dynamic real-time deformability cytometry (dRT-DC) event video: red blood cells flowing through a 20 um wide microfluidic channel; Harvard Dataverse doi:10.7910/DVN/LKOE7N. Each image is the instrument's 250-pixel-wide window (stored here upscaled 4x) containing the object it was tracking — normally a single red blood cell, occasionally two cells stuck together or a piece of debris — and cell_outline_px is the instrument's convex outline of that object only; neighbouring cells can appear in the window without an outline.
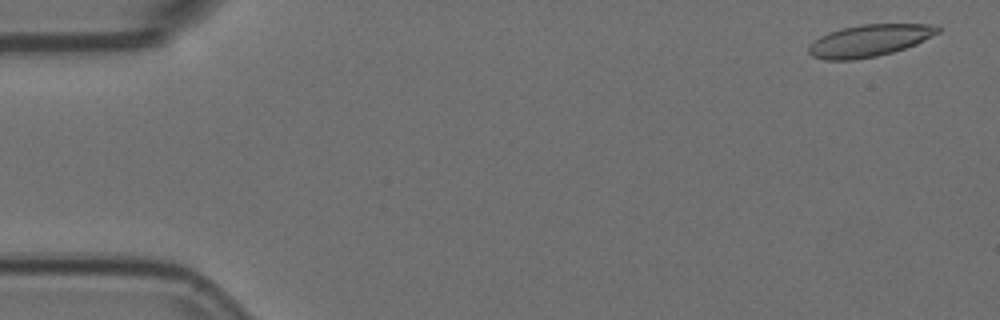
{"species": "Egyptian fruit bat (a non-hibernating species)", "species_latin": "Rousettus aegyptiacus", "temperature_condition": "room temperature", "stored_images_in_passage": 5, "camera_frame_rate_fps": 3000, "um_per_image_px": 0.085, "animal": {"sex": "female"}, "frame": {"image": 1, "passage_image": 1, "time_ms": 0.0, "image_size_px": [1000, 320], "cell_outline_px": [[940, 32], [916, 44], [892, 52], [876, 56], [852, 60], [824, 60], [812, 56], [808, 52], [808, 48], [820, 36], [828, 32], [840, 28], [860, 24], [940, 24]], "centroid_in_image_um": [73.91, 3.44], "position_along_channel_um": 11.1, "area_um2": 24.1}}
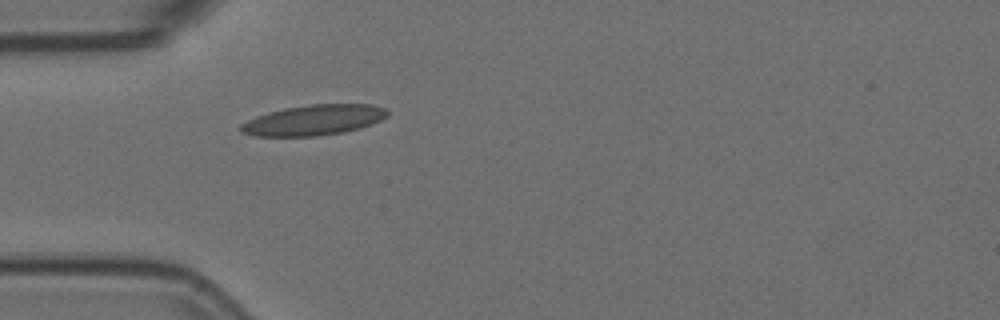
{"frame": {"image": 2, "passage_image": 5, "time_ms": 1.333, "image_size_px": [1000, 320], "cell_outline_px": [[388, 116], [372, 124], [360, 128], [340, 132], [316, 136], [256, 136], [240, 132], [240, 124], [256, 116], [268, 112], [284, 108], [312, 104], [372, 104], [384, 108], [388, 112]], "centroid_in_image_um": [26.65, 10.2], "position_along_channel_um": 58.3, "area_um2": 25.89}}